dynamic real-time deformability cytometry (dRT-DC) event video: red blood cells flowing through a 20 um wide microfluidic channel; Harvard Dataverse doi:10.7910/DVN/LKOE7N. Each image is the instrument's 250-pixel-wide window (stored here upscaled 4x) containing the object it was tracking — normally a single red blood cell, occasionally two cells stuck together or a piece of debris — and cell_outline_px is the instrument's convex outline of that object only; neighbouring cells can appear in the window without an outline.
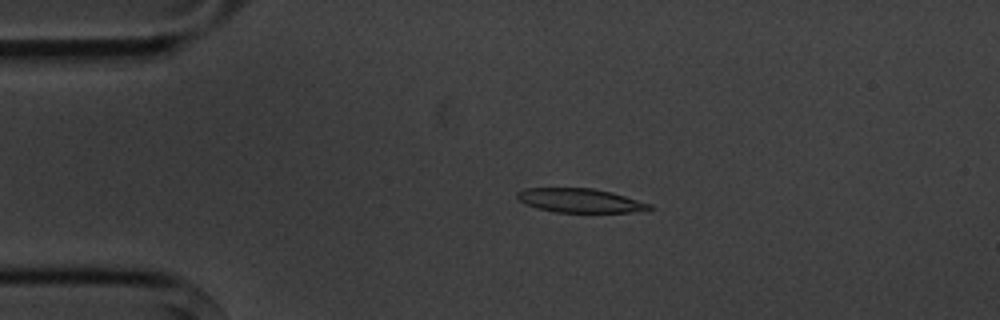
{"species": "common noctule bat (a hibernating species)", "species_latin": "Nyctalus noctula", "temperature_condition": "cold", "stored_images_in_passage": 5, "camera_frame_rate_fps": 3000, "um_per_image_px": 0.085, "animal": {"sex": "male", "body_mass_g": 20.1, "forearm_length_mm": 53.5}, "frame": {"image": 1, "passage_image": 4, "time_ms": 3.333, "image_size_px": [1000, 320], "cell_outline_px": [[656, 208], [632, 212], [556, 212], [536, 208], [524, 204], [516, 196], [516, 192], [524, 188], [592, 188], [612, 192], [652, 204]], "centroid_in_image_um": [49.3, 17.04], "position_along_channel_um": 35.7, "area_um2": 18.61}}